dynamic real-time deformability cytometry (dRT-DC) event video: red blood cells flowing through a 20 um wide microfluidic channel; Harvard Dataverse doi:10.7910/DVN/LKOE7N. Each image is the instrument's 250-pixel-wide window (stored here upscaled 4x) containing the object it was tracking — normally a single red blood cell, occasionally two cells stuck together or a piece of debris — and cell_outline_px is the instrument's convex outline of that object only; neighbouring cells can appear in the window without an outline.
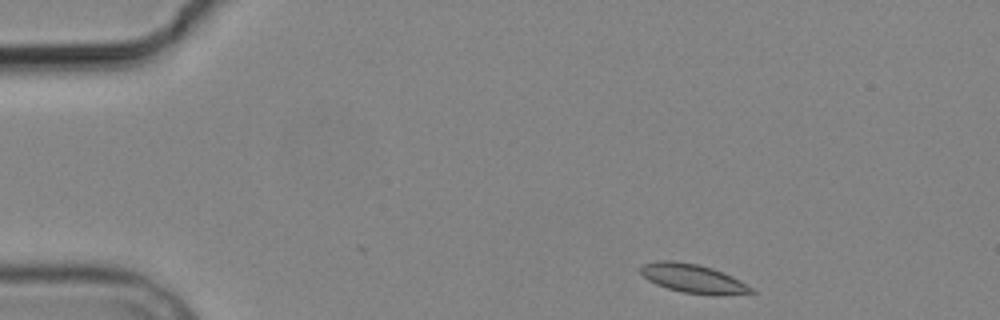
{"species": "common noctule bat (a hibernating species)", "species_latin": "Nyctalus noctula", "temperature_condition": "cold", "stored_images_in_passage": 2, "camera_frame_rate_fps": 3000, "um_per_image_px": 0.085, "animal": {"sex": "male", "body_mass_g": 19.2, "forearm_length_mm": 51.8}, "frame": {"image": 1, "passage_image": 1, "time_ms": 0.0, "image_size_px": [1000, 320], "cell_outline_px": [[756, 292], [684, 292], [668, 288], [656, 284], [648, 280], [640, 272], [640, 268], [644, 264], [656, 260], [672, 260], [696, 264], [712, 268], [732, 276], [752, 288]], "centroid_in_image_um": [58.76, 23.6], "position_along_channel_um": 26.2, "area_um2": 17.4}}